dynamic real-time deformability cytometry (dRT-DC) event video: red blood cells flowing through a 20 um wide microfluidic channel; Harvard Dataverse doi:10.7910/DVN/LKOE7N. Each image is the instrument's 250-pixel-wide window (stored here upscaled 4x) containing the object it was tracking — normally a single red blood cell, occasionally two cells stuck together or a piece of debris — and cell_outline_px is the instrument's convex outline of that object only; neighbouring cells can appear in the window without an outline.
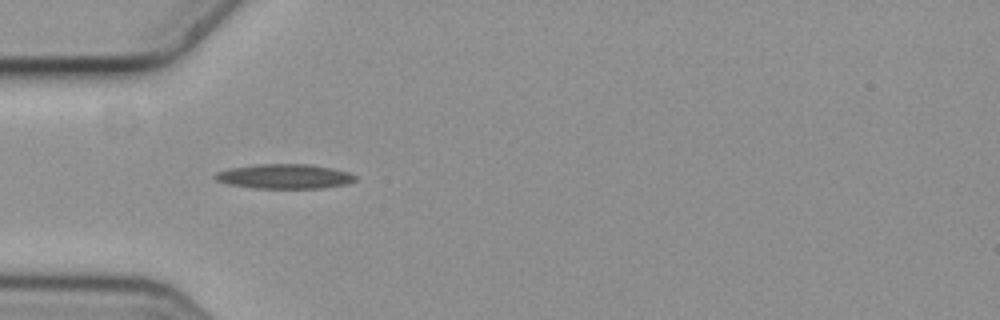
{"species": "common noctule bat (a hibernating species)", "species_latin": "Nyctalus noctula", "temperature_condition": "cold", "stored_images_in_passage": 4, "camera_frame_rate_fps": 3000, "um_per_image_px": 0.085, "animal": {"sex": "female", "body_mass_g": 19.3, "forearm_length_mm": 54.1}, "frame": {"image": 1, "passage_image": 4, "time_ms": 1.0, "image_size_px": [1000, 320], "cell_outline_px": [[356, 180], [348, 184], [320, 188], [252, 188], [228, 184], [216, 180], [212, 176], [216, 172], [232, 168], [256, 164], [312, 164], [332, 168], [348, 172], [356, 176]], "centroid_in_image_um": [24.18, 14.99], "position_along_channel_um": 60.8, "area_um2": 20.17}}